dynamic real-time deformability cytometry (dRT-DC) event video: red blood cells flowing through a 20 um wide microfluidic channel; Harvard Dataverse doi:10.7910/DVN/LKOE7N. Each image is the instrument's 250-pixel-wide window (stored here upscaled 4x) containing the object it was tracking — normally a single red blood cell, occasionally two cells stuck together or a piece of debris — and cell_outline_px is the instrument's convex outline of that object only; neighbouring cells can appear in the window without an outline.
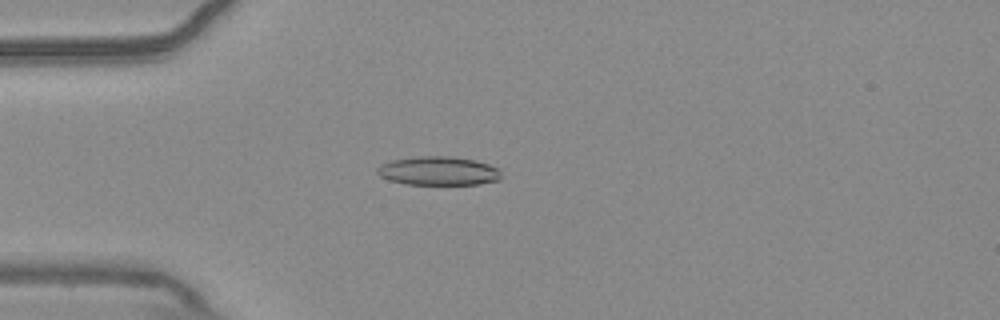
{"species": "common noctule bat (a hibernating species)", "species_latin": "Nyctalus noctula", "temperature_condition": "warm", "stored_images_in_passage": 54, "camera_frame_rate_fps": 3000, "um_per_image_px": 0.085, "animal": {"sex": "male", "body_mass_g": 20.4}, "frame": {"image": 1, "passage_image": 14, "time_ms": 4.333, "image_size_px": [1000, 320], "cell_outline_px": [[500, 180], [480, 184], [404, 184], [388, 180], [380, 176], [376, 172], [376, 168], [380, 164], [392, 160], [420, 156], [452, 156], [476, 160], [488, 164], [496, 168], [500, 172]], "centroid_in_image_um": [37.23, 14.53], "position_along_channel_um": 47.8, "area_um2": 20.87}}
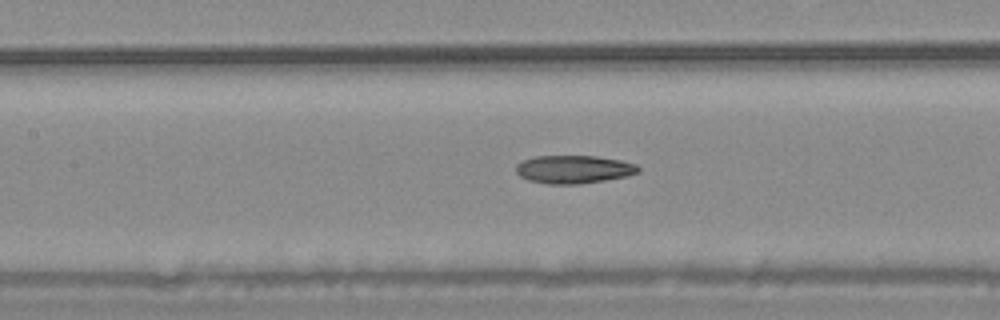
{"frame": {"image": 2, "passage_image": 24, "time_ms": 7.667, "image_size_px": [1000, 320], "cell_outline_px": [[640, 172], [628, 176], [580, 184], [548, 184], [528, 180], [520, 176], [516, 172], [516, 164], [524, 160], [536, 156], [596, 156], [620, 160], [636, 164], [640, 168]], "centroid_in_image_um": [48.78, 14.39], "position_along_channel_um": 158.6, "area_um2": 20.06}}
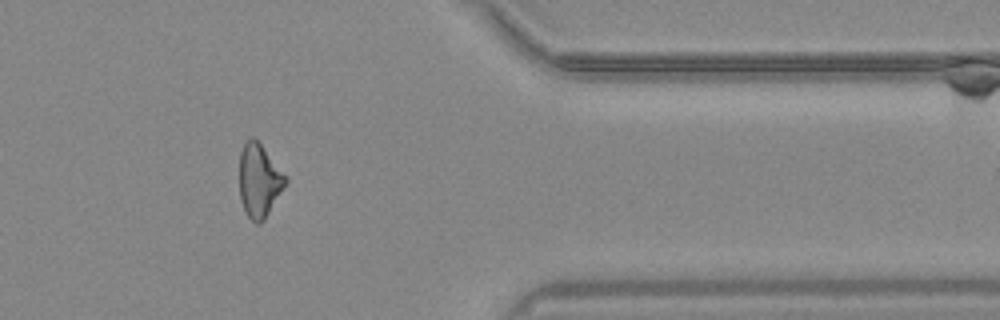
{"frame": {"image": 3, "passage_image": 44, "time_ms": 14.333, "image_size_px": [1000, 320], "cell_outline_px": [[288, 180], [284, 188], [264, 220], [260, 224], [256, 224], [248, 216], [240, 200], [240, 152], [244, 144], [252, 136], [260, 144], [288, 176]], "centroid_in_image_um": [22.05, 15.36], "position_along_channel_um": 389.4, "area_um2": 19.59}, "authors_computed_cell_mechanics": {"area_um2": 20.3745, "velocity_mm_per_s": 3.7395, "shape_relaxation_time_tau1_ms": null, "shape_relaxation_time_tau2_ms": 7.9601, "deformation_change_tau1": null, "deformation_change_tau2": 0.1999}}